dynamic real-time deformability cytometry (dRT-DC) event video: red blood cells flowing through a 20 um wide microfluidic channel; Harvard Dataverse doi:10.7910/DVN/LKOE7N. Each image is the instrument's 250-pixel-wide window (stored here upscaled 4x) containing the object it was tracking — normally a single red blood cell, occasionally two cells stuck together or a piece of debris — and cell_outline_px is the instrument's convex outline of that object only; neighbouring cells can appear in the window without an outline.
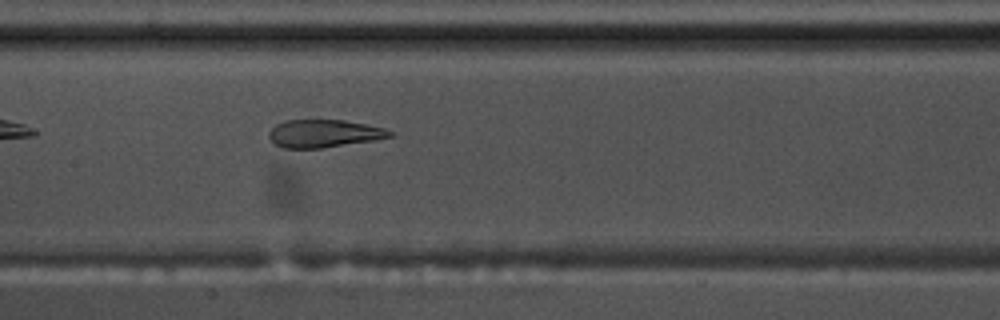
{"species": "common noctule bat (a hibernating species)", "species_latin": "Nyctalus noctula", "temperature_condition": "warm", "stored_images_in_passage": 39, "camera_frame_rate_fps": 3000, "um_per_image_px": 0.085, "animal": {"sex": "male", "body_mass_g": 17.5, "forearm_length_mm": 52.3}, "frame": {"image": 1, "passage_image": 10, "time_ms": 3.0, "image_size_px": [1000, 320], "cell_outline_px": [[396, 132], [392, 136], [372, 140], [320, 148], [280, 148], [272, 144], [268, 136], [268, 132], [276, 124], [284, 120], [344, 120], [368, 124], [384, 128]], "centroid_in_image_um": [27.49, 11.34], "position_along_channel_um": 179.9, "area_um2": 19.71}}
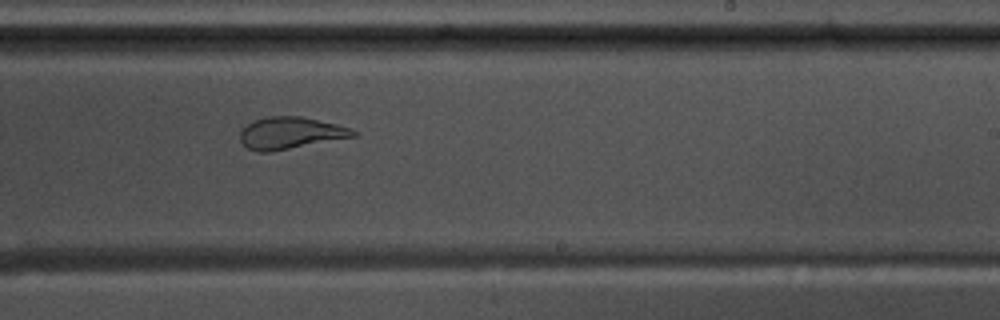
{"frame": {"image": 2, "passage_image": 17, "time_ms": 5.333, "image_size_px": [1000, 320], "cell_outline_px": [[356, 136], [272, 152], [256, 152], [248, 148], [240, 140], [240, 132], [252, 120], [268, 116], [300, 116], [336, 124], [348, 128], [356, 132]], "centroid_in_image_um": [24.64, 11.31], "position_along_channel_um": 264.4, "area_um2": 20.92}}
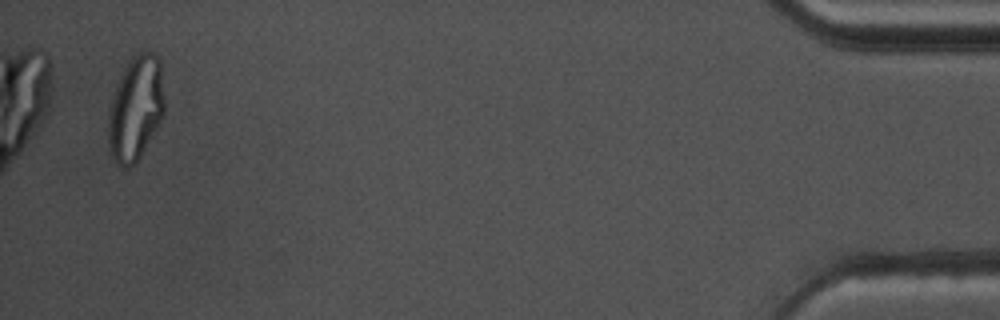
{"frame": {"image": 3, "passage_image": 37, "time_ms": 12.0, "image_size_px": [1000, 320], "cell_outline_px": [[164, 116], [136, 164], [128, 168], [120, 168], [112, 156], [108, 144], [108, 112], [112, 96], [116, 84], [124, 68], [132, 56], [140, 52], [152, 52], [160, 60], [164, 100]], "centroid_in_image_um": [11.52, 9.24], "position_along_channel_um": 423.7, "area_um2": 34.56}, "authors_computed_cell_mechanics": {"area_um2": 21.6172, "velocity_mm_per_s": 3.6267, "shape_relaxation_time_tau1_ms": null, "shape_relaxation_time_tau2_ms": 1.4129, "deformation_change_tau1": null, "deformation_change_tau2": 0.089}}